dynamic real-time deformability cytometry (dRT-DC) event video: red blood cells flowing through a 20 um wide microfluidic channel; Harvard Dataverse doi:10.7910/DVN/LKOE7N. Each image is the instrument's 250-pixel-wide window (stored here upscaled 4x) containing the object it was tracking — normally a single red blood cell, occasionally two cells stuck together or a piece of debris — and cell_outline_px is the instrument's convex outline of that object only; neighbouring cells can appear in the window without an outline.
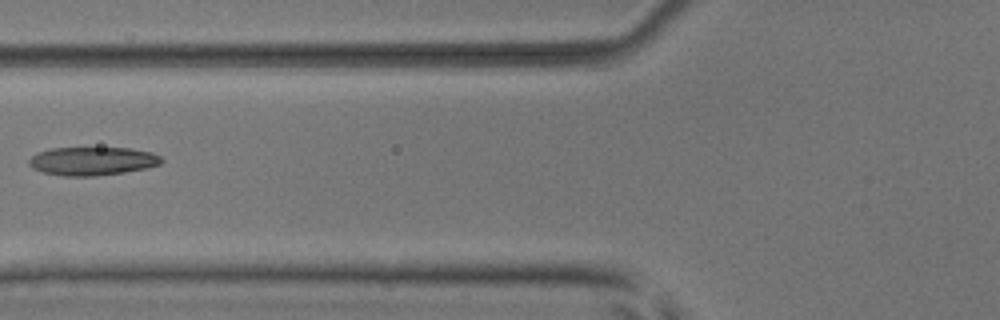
{"species": "common noctule bat (a hibernating species)", "species_latin": "Nyctalus noctula", "temperature_condition": "room temperature", "stored_images_in_passage": 3, "camera_frame_rate_fps": 3000, "um_per_image_px": 0.085, "animal": {"sex": "male", "body_mass_g": 17.9, "forearm_length_mm": 54.2}, "frame": {"image": 1, "passage_image": 2, "time_ms": 1.333, "image_size_px": [1000, 320], "cell_outline_px": [[164, 160], [160, 164], [144, 168], [124, 172], [92, 176], [64, 176], [44, 172], [32, 168], [28, 164], [28, 160], [36, 152], [48, 148], [132, 148], [152, 152], [160, 156]], "centroid_in_image_um": [7.83, 13.68], "position_along_channel_um": 118.0, "area_um2": 21.96}}
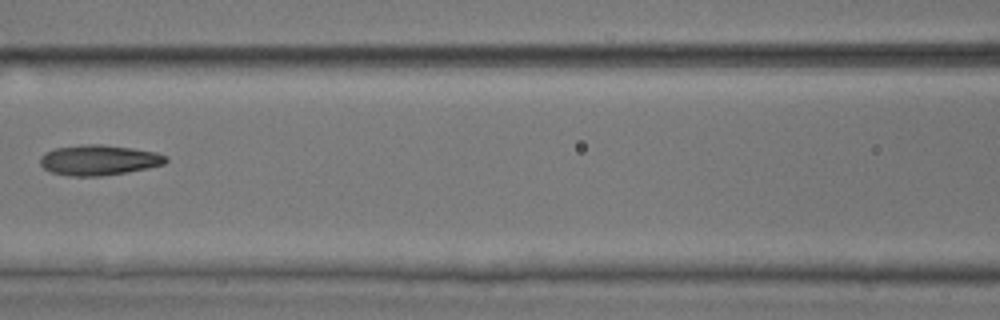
{"frame": {"image": 2, "passage_image": 3, "time_ms": 2.333, "image_size_px": [1000, 320], "cell_outline_px": [[168, 160], [164, 164], [148, 168], [100, 176], [68, 176], [52, 172], [44, 168], [40, 164], [40, 156], [44, 152], [56, 148], [80, 144], [100, 144], [132, 148], [156, 152], [168, 156]], "centroid_in_image_um": [8.39, 13.6], "position_along_channel_um": 158.2, "area_um2": 22.25}}